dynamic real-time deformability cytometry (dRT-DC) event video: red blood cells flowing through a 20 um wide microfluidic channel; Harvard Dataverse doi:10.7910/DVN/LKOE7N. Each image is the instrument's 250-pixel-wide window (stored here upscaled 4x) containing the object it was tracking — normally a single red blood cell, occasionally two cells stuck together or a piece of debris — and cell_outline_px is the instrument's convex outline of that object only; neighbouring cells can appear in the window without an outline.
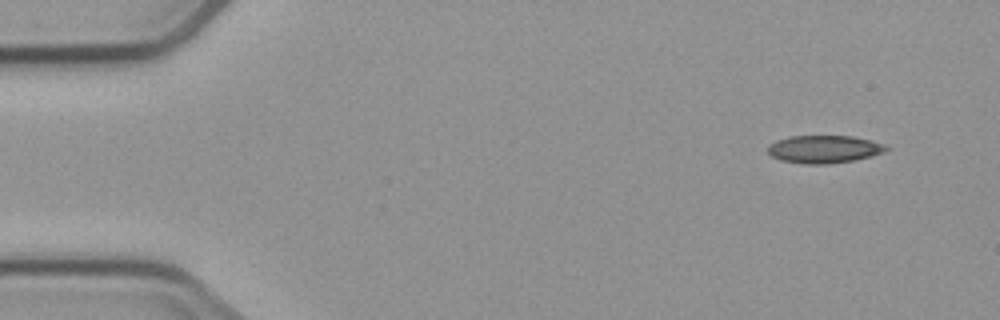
{"species": "common noctule bat (a hibernating species)", "species_latin": "Nyctalus noctula", "temperature_condition": "cold", "stored_images_in_passage": 4, "camera_frame_rate_fps": 3000, "um_per_image_px": 0.085, "animal": {"sex": "male", "body_mass_g": 23.1, "forearm_length_mm": 52.7}, "frame": {"image": 1, "passage_image": 1, "time_ms": 0.0, "image_size_px": [1000, 320], "cell_outline_px": [[888, 148], [884, 152], [872, 156], [852, 160], [828, 164], [804, 164], [780, 160], [772, 156], [768, 152], [768, 144], [776, 140], [788, 136], [852, 136], [884, 144]], "centroid_in_image_um": [70.0, 12.68], "position_along_channel_um": 15.0, "area_um2": 19.07}}
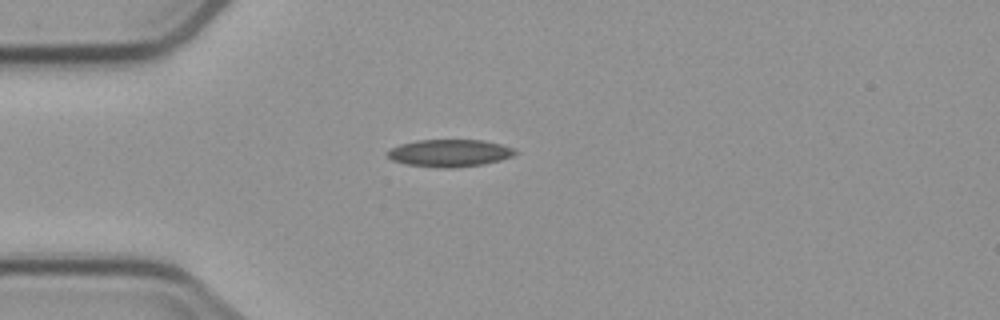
{"frame": {"image": 2, "passage_image": 4, "time_ms": 3.333, "image_size_px": [1000, 320], "cell_outline_px": [[516, 152], [512, 156], [500, 160], [484, 164], [452, 168], [440, 168], [408, 164], [392, 160], [388, 156], [388, 152], [392, 148], [400, 144], [416, 140], [484, 140], [500, 144], [512, 148]], "centroid_in_image_um": [38.22, 13.01], "position_along_channel_um": 46.8, "area_um2": 20.11}}